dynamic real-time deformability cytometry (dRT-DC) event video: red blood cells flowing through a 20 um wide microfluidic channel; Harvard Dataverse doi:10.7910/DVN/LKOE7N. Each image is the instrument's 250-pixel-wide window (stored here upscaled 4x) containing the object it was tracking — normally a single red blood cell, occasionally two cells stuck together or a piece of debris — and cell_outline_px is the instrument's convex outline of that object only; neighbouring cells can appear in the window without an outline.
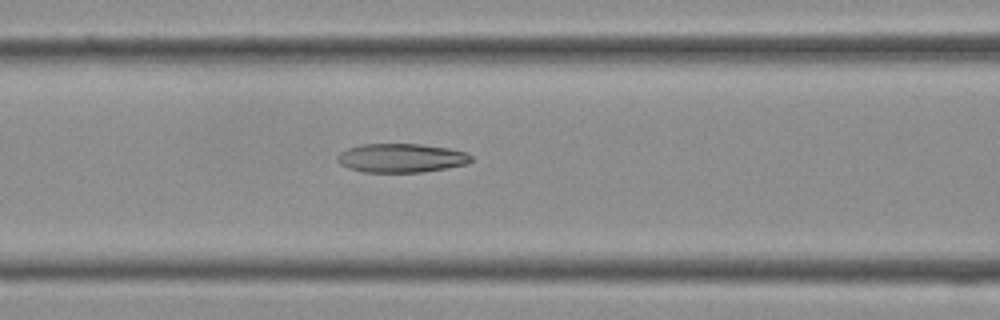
{"species": "Egyptian fruit bat (a non-hibernating species)", "species_latin": "Rousettus aegyptiacus", "temperature_condition": "cold", "stored_images_in_passage": 37, "camera_frame_rate_fps": 3000, "um_per_image_px": 0.085, "frame": {"image": 1, "passage_image": 15, "time_ms": 4.667, "image_size_px": [1000, 320], "cell_outline_px": [[472, 160], [468, 164], [424, 172], [364, 172], [348, 168], [340, 164], [336, 160], [336, 156], [340, 152], [348, 148], [360, 144], [420, 144], [448, 148], [468, 152], [472, 156]], "centroid_in_image_um": [34.11, 13.43], "position_along_channel_um": 132.5, "area_um2": 22.72}}
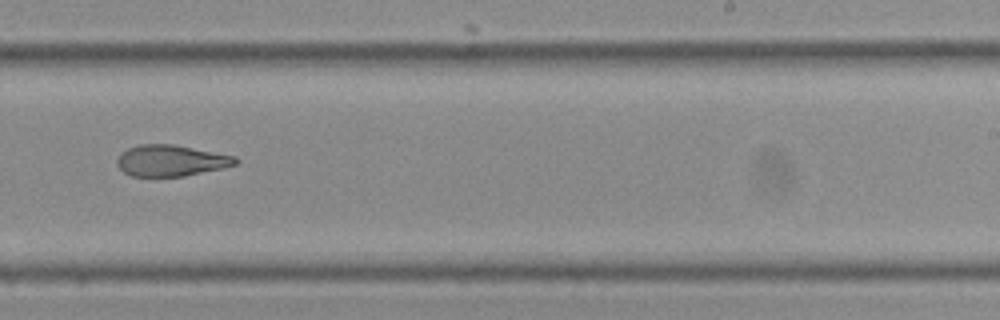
{"frame": {"image": 2, "passage_image": 23, "time_ms": 7.333, "image_size_px": [1000, 320], "cell_outline_px": [[240, 160], [236, 164], [224, 168], [184, 176], [132, 176], [124, 172], [116, 164], [116, 160], [120, 152], [128, 148], [140, 144], [172, 144], [236, 156]], "centroid_in_image_um": [14.53, 13.65], "position_along_channel_um": 274.5, "area_um2": 21.62}}
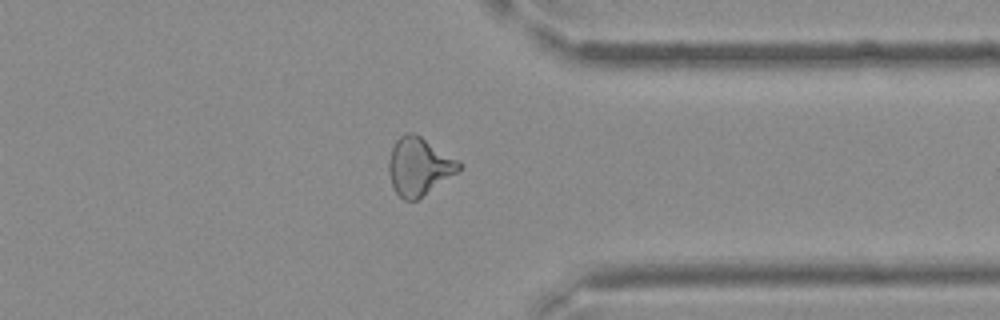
{"frame": {"image": 3, "passage_image": 29, "time_ms": 9.333, "image_size_px": [1000, 320], "cell_outline_px": [[460, 172], [416, 200], [404, 200], [396, 192], [392, 184], [388, 172], [388, 160], [392, 148], [396, 140], [400, 136], [408, 132], [412, 132], [420, 136], [456, 160], [460, 164]], "centroid_in_image_um": [35.59, 14.16], "position_along_channel_um": 375.8, "area_um2": 23.29}}